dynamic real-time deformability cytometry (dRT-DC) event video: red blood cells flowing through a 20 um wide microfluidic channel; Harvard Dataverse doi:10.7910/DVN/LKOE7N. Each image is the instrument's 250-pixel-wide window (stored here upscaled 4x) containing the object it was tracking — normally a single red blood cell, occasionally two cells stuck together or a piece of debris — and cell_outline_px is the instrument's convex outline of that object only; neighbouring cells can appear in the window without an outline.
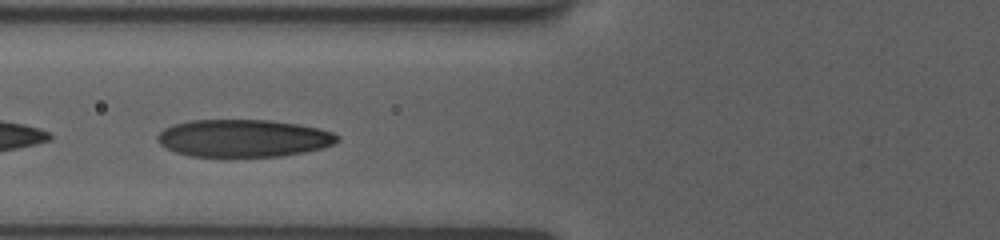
{"species": "human", "species_latin": "Homo sapiens", "temperature_condition": "room temperature", "stored_images_in_passage": 14, "camera_frame_rate_fps": 3000, "um_per_image_px": 0.085, "donor": {"sex": "female"}, "frame": {"image": 1, "passage_image": 5, "time_ms": 1.333, "image_size_px": [1000, 240], "cell_outline_px": [[340, 140], [332, 144], [320, 148], [304, 152], [280, 156], [192, 156], [176, 152], [160, 144], [156, 140], [156, 136], [164, 128], [172, 124], [188, 120], [268, 120], [296, 124], [320, 128], [332, 132], [340, 136]], "centroid_in_image_um": [20.67, 11.74], "position_along_channel_um": 105.1, "area_um2": 39.19}}
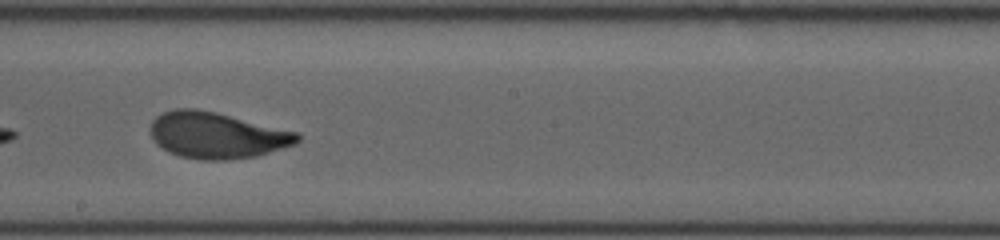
{"frame": {"image": 2, "passage_image": 10, "time_ms": 3.0, "image_size_px": [1000, 240], "cell_outline_px": [[300, 140], [296, 144], [256, 156], [228, 160], [200, 160], [180, 156], [168, 152], [156, 144], [152, 140], [152, 120], [156, 116], [164, 112], [176, 108], [196, 108], [216, 112], [300, 132]], "centroid_in_image_um": [18.45, 11.5], "position_along_channel_um": 229.8, "area_um2": 39.82}}
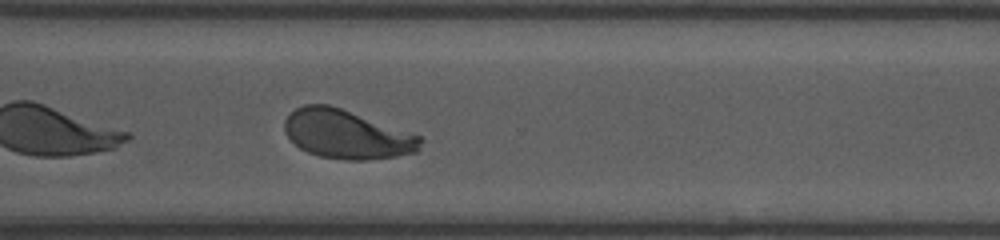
{"frame": {"image": 3, "passage_image": 14, "time_ms": 4.333, "image_size_px": [1000, 240], "cell_outline_px": [[424, 140], [420, 148], [416, 152], [396, 156], [364, 160], [348, 160], [320, 156], [308, 152], [300, 148], [284, 132], [284, 120], [296, 108], [304, 104], [328, 104], [340, 108], [420, 136]], "centroid_in_image_um": [29.46, 11.42], "position_along_channel_um": 341.1, "area_um2": 38.21}}